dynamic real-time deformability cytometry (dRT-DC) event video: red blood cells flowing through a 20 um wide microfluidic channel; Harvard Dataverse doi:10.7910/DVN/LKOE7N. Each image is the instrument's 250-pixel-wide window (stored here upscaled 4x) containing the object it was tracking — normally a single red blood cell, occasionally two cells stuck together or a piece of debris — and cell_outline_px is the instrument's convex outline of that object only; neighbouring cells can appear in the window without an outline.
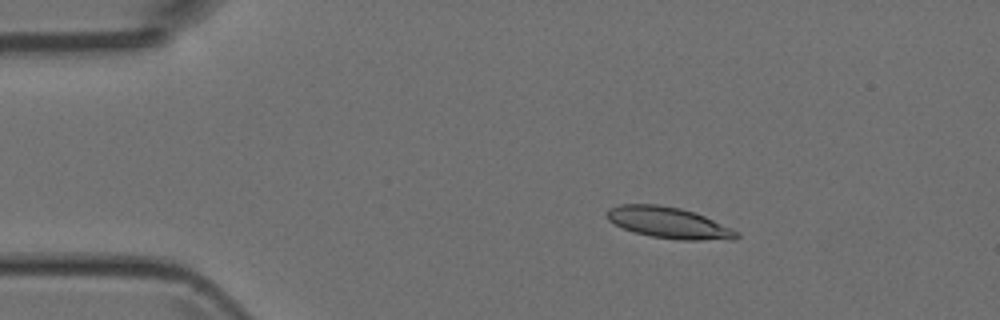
{"species": "Egyptian fruit bat (a non-hibernating species)", "species_latin": "Rousettus aegyptiacus", "temperature_condition": "room temperature", "stored_images_in_passage": 7, "camera_frame_rate_fps": 3000, "um_per_image_px": 0.085, "animal": {"sex": "female"}, "frame": {"image": 1, "passage_image": 3, "time_ms": 2.0, "image_size_px": [1000, 320], "cell_outline_px": [[740, 236], [736, 240], [680, 240], [652, 236], [636, 232], [624, 228], [608, 220], [604, 216], [604, 212], [608, 208], [620, 204], [660, 204], [680, 208], [696, 212], [732, 228], [740, 232]], "centroid_in_image_um": [56.87, 18.92], "position_along_channel_um": 28.1, "area_um2": 23.87}}
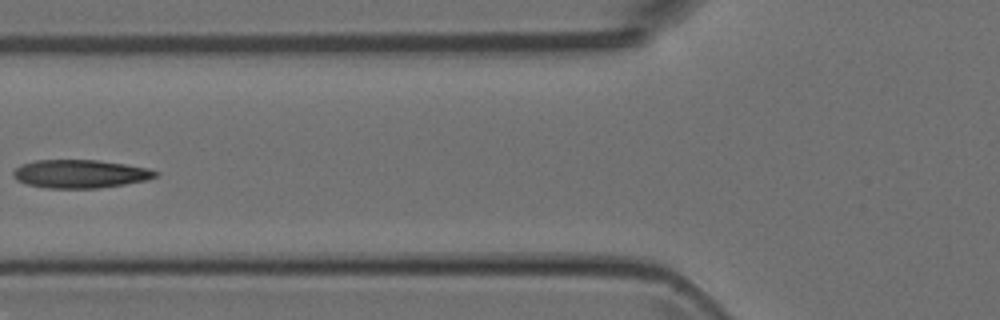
{"frame": {"image": 2, "passage_image": 6, "time_ms": 5.667, "image_size_px": [1000, 320], "cell_outline_px": [[160, 172], [156, 176], [148, 180], [124, 184], [96, 188], [48, 188], [28, 184], [16, 180], [12, 176], [12, 172], [20, 164], [36, 160], [96, 160], [124, 164], [148, 168]], "centroid_in_image_um": [6.8, 14.77], "position_along_channel_um": 119.0, "area_um2": 23.41}}
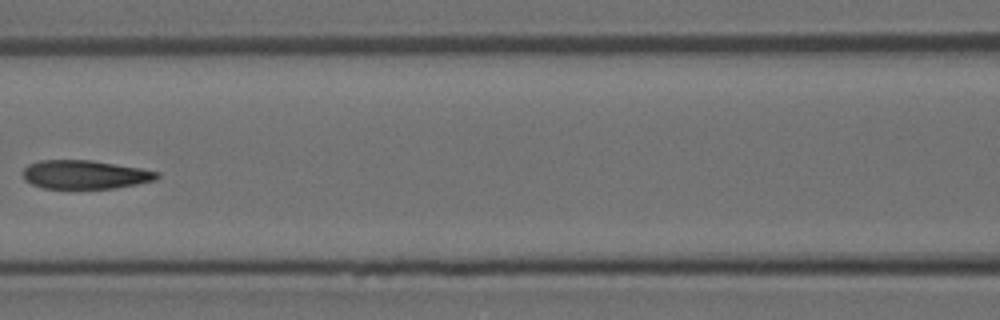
{"frame": {"image": 3, "passage_image": 7, "time_ms": 6.667, "image_size_px": [1000, 320], "cell_outline_px": [[160, 176], [156, 180], [116, 188], [44, 188], [32, 184], [24, 180], [24, 168], [28, 164], [40, 160], [92, 160], [140, 168], [160, 172]], "centroid_in_image_um": [7.24, 14.83], "position_along_channel_um": 159.4, "area_um2": 22.37}}